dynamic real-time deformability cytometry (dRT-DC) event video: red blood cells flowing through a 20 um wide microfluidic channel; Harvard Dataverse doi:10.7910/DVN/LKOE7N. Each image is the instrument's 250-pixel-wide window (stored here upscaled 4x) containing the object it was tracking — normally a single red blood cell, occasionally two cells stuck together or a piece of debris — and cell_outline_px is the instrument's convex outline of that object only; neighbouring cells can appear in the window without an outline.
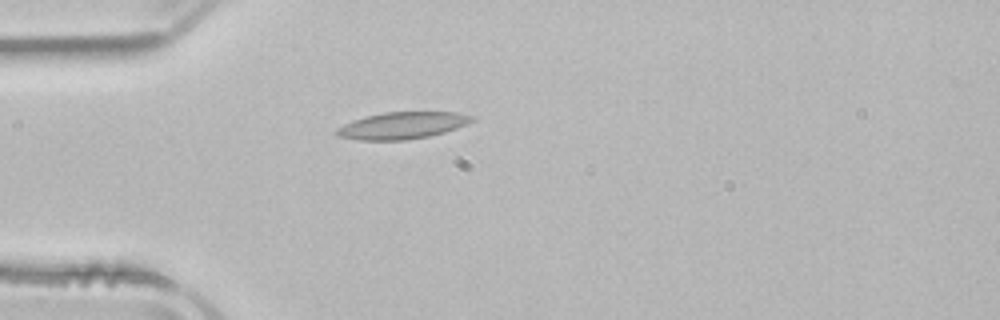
{"species": "common noctule bat (a hibernating species)", "species_latin": "Nyctalus noctula", "temperature_condition": "room temperature", "stored_images_in_passage": 39, "camera_frame_rate_fps": 3000, "um_per_image_px": 0.085, "animal": {"sex": "male", "body_mass_g": 21.5, "forearm_length_mm": 52.0}, "frame": {"image": 1, "passage_image": 1, "time_ms": 0.0, "image_size_px": [1000, 320], "cell_outline_px": [[476, 120], [468, 124], [444, 132], [428, 136], [404, 140], [356, 140], [336, 136], [332, 132], [336, 128], [352, 120], [364, 116], [384, 112], [456, 112], [476, 116]], "centroid_in_image_um": [34.16, 10.66], "position_along_channel_um": 50.8, "area_um2": 21.5}}
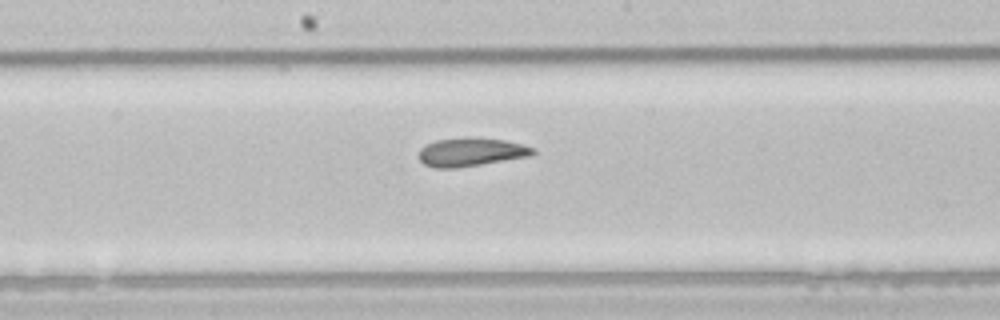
{"frame": {"image": 2, "passage_image": 14, "time_ms": 4.333, "image_size_px": [1000, 320], "cell_outline_px": [[536, 152], [532, 156], [456, 168], [436, 168], [424, 164], [416, 156], [420, 148], [424, 144], [436, 140], [460, 136], [472, 136], [504, 140], [536, 148]], "centroid_in_image_um": [40.0, 12.9], "position_along_channel_um": 208.2, "area_um2": 19.48}}
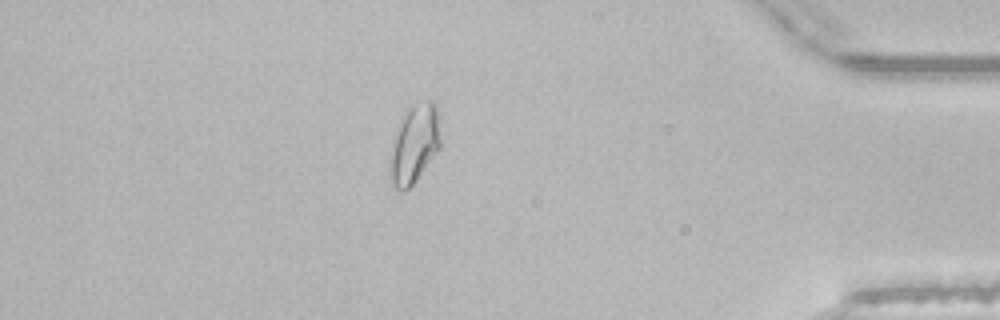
{"frame": {"image": 3, "passage_image": 32, "time_ms": 10.333, "image_size_px": [1000, 320], "cell_outline_px": [[440, 148], [416, 180], [408, 188], [400, 192], [392, 188], [392, 140], [396, 128], [400, 120], [416, 104], [428, 100], [432, 100], [436, 104], [440, 140]], "centroid_in_image_um": [35.24, 12.26], "position_along_channel_um": 400.0, "area_um2": 22.43}, "authors_computed_cell_mechanics": {"area_um2": 19.7098, "velocity_mm_per_s": 3.8683, "shape_relaxation_time_tau1_ms": null, "shape_relaxation_time_tau2_ms": 2.7999, "deformation_change_tau1": null, "deformation_change_tau2": 0.1}}